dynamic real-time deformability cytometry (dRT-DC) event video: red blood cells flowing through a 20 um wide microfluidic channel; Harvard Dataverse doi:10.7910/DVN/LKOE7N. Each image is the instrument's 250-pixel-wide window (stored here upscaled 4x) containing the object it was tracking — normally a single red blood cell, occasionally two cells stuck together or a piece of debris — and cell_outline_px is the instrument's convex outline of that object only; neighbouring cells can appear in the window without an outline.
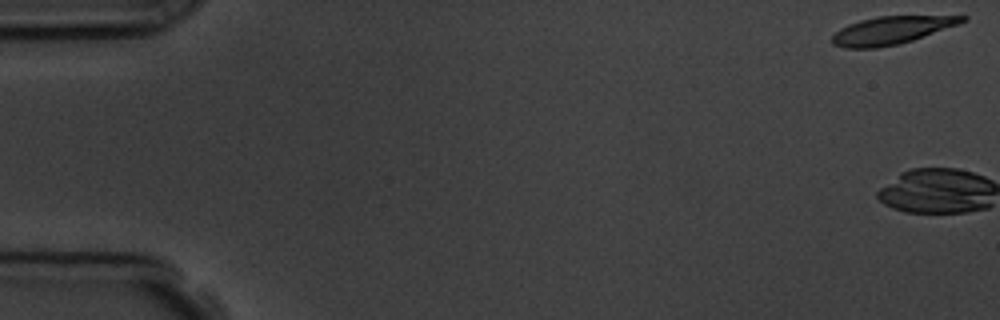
{"species": "common noctule bat (a hibernating species)", "species_latin": "Nyctalus noctula", "temperature_condition": "room temperature", "stored_images_in_passage": 7, "camera_frame_rate_fps": 3000, "um_per_image_px": 0.085, "animal": {"sex": "male", "body_mass_g": 19.5, "forearm_length_mm": 54.6}, "frame": {"image": 1, "passage_image": 1, "time_ms": 0.0, "image_size_px": [1000, 320], "cell_outline_px": [[968, 20], [912, 40], [896, 44], [876, 48], [844, 48], [832, 44], [832, 36], [840, 28], [848, 24], [860, 20], [880, 16], [968, 16]], "centroid_in_image_um": [75.71, 2.57], "position_along_channel_um": 9.3, "area_um2": 20.69}}